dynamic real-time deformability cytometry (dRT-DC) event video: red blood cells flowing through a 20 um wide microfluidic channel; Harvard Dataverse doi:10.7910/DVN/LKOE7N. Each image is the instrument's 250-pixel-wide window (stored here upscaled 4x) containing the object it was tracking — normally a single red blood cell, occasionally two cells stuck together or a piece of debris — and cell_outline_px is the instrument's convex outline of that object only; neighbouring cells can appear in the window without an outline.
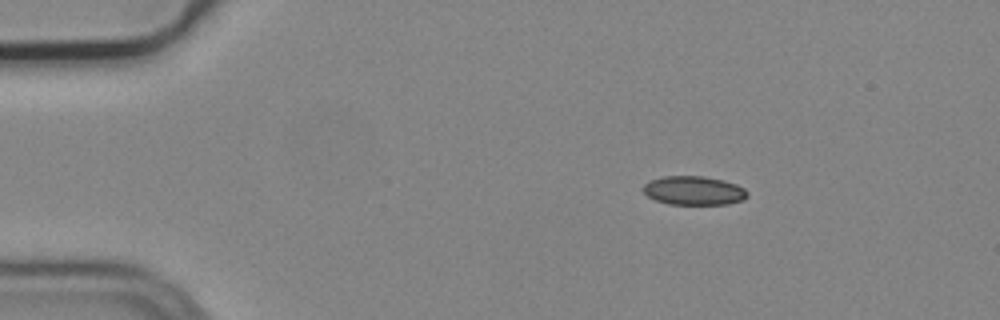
{"species": "common noctule bat (a hibernating species)", "species_latin": "Nyctalus noctula", "temperature_condition": "cold", "stored_images_in_passage": 3, "camera_frame_rate_fps": 3000, "um_per_image_px": 0.085, "animal": {"sex": "male", "body_mass_g": 19.2, "forearm_length_mm": 51.8}, "frame": {"image": 1, "passage_image": 1, "time_ms": 0.0, "image_size_px": [1000, 320], "cell_outline_px": [[748, 196], [744, 200], [728, 204], [668, 204], [656, 200], [648, 196], [644, 192], [644, 184], [652, 180], [664, 176], [704, 176], [724, 180], [736, 184], [744, 188], [748, 192]], "centroid_in_image_um": [59.02, 16.2], "position_along_channel_um": 26.0, "area_um2": 17.51}}